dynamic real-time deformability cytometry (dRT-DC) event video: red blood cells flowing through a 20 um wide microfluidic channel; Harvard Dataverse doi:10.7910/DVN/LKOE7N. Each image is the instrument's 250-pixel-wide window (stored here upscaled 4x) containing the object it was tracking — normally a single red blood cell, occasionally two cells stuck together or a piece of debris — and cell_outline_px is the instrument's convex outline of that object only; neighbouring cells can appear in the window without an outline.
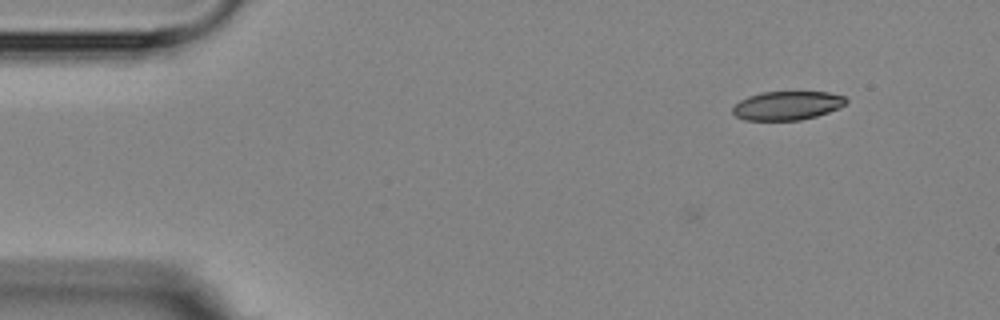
{"species": "Egyptian fruit bat (a non-hibernating species)", "species_latin": "Rousettus aegyptiacus", "temperature_condition": "room temperature", "stored_images_in_passage": 3, "camera_frame_rate_fps": 3000, "um_per_image_px": 0.085, "animal": {"sex": "female"}, "frame": {"image": 1, "passage_image": 1, "time_ms": 0.0, "image_size_px": [1000, 320], "cell_outline_px": [[848, 100], [844, 104], [828, 112], [816, 116], [800, 120], [744, 120], [736, 116], [732, 112], [732, 108], [740, 100], [748, 96], [764, 92], [828, 92], [844, 96]], "centroid_in_image_um": [66.88, 8.97], "position_along_channel_um": 18.1, "area_um2": 18.84}}
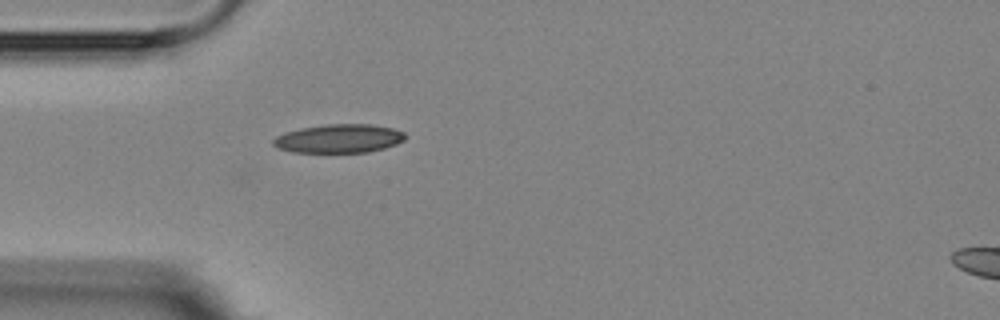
{"frame": {"image": 2, "passage_image": 3, "time_ms": 3.333, "image_size_px": [1000, 320], "cell_outline_px": [[404, 140], [396, 144], [384, 148], [368, 152], [292, 152], [276, 148], [272, 144], [272, 140], [276, 136], [284, 132], [300, 128], [328, 124], [372, 124], [392, 128], [404, 132]], "centroid_in_image_um": [28.77, 11.77], "position_along_channel_um": 56.2, "area_um2": 22.08}}